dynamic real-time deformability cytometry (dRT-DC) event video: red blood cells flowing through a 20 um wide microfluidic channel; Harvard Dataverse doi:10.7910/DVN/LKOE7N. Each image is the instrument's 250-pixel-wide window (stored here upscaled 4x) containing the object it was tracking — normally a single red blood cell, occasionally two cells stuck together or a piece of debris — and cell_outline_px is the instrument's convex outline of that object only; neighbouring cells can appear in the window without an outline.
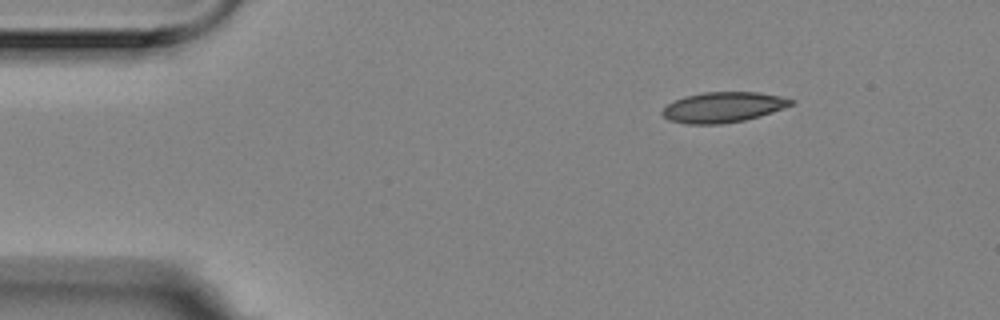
{"species": "Egyptian fruit bat (a non-hibernating species)", "species_latin": "Rousettus aegyptiacus", "temperature_condition": "room temperature", "stored_images_in_passage": 49, "camera_frame_rate_fps": 3000, "um_per_image_px": 0.085, "animal": {"sex": "female"}, "frame": {"image": 1, "passage_image": 1, "time_ms": 0.0, "image_size_px": [1000, 320], "cell_outline_px": [[796, 104], [760, 116], [744, 120], [720, 124], [684, 124], [668, 120], [660, 112], [668, 104], [684, 96], [704, 92], [756, 92], [780, 96], [796, 100]], "centroid_in_image_um": [61.48, 9.11], "position_along_channel_um": 23.5, "area_um2": 22.89}}
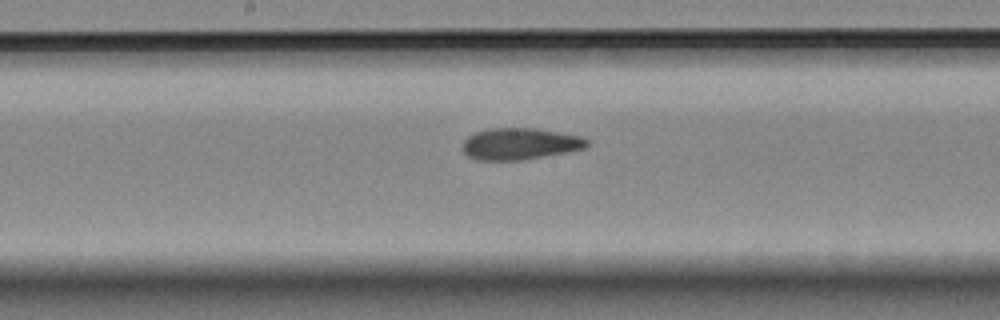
{"frame": {"image": 2, "passage_image": 22, "time_ms": 7.0, "image_size_px": [1000, 320], "cell_outline_px": [[588, 144], [584, 148], [568, 152], [524, 160], [476, 160], [468, 156], [460, 148], [464, 140], [468, 136], [476, 132], [488, 128], [536, 128], [584, 136], [588, 140]], "centroid_in_image_um": [44.19, 12.22], "position_along_channel_um": 204.0, "area_um2": 23.24}}
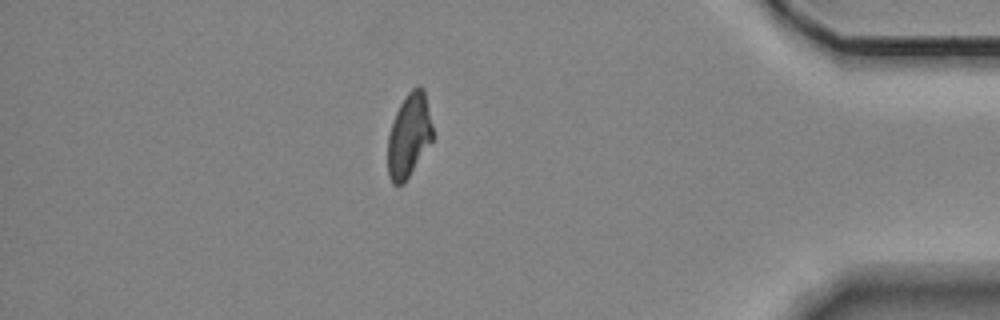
{"frame": {"image": 3, "passage_image": 42, "time_ms": 13.667, "image_size_px": [1000, 320], "cell_outline_px": [[432, 140], [404, 184], [392, 184], [388, 176], [388, 136], [392, 120], [400, 104], [408, 92], [412, 88], [420, 84], [424, 88], [432, 124]], "centroid_in_image_um": [34.75, 11.5], "position_along_channel_um": 400.4, "area_um2": 21.91}, "authors_computed_cell_mechanics": {"area_um2": 22.9466, "velocity_mm_per_s": 3.5226, "shape_relaxation_time_tau1_ms": null, "shape_relaxation_time_tau2_ms": 3.1287, "deformation_change_tau1": null, "deformation_change_tau2": 0.1056}}